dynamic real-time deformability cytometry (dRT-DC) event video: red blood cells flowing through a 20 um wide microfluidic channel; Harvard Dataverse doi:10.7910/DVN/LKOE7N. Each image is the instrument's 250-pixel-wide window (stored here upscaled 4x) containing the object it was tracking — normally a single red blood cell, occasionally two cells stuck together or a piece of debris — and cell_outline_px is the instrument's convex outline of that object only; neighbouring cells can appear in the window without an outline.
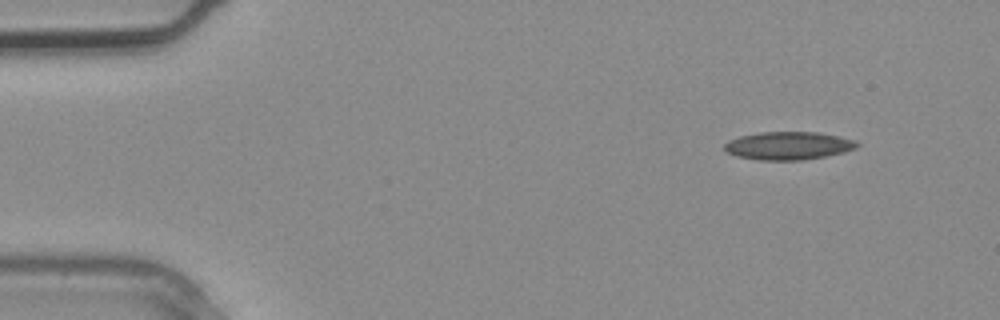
{"species": "common noctule bat (a hibernating species)", "species_latin": "Nyctalus noctula", "temperature_condition": "warm", "stored_images_in_passage": 3, "camera_frame_rate_fps": 3000, "um_per_image_px": 0.085, "animal": {"sex": "male", "body_mass_g": 20.4}, "frame": {"image": 1, "passage_image": 3, "time_ms": 0.667, "image_size_px": [1000, 320], "cell_outline_px": [[860, 144], [856, 148], [844, 152], [824, 156], [800, 160], [760, 160], [736, 156], [728, 152], [724, 148], [724, 144], [728, 140], [740, 136], [760, 132], [816, 132], [856, 140]], "centroid_in_image_um": [67.0, 12.38], "position_along_channel_um": 18.0, "area_um2": 21.5}}